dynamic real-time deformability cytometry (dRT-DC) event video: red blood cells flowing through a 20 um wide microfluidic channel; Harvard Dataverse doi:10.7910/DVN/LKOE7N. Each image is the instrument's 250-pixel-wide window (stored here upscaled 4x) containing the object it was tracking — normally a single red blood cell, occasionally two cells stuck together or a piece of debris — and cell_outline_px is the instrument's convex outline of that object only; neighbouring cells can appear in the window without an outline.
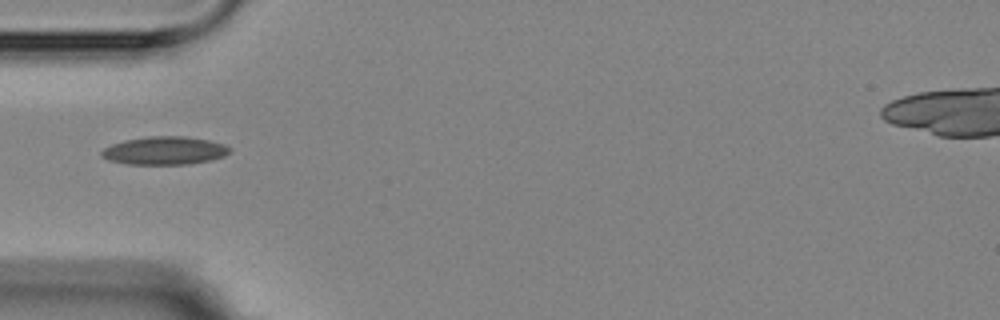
{"species": "Egyptian fruit bat (a non-hibernating species)", "species_latin": "Rousettus aegyptiacus", "temperature_condition": "room temperature", "stored_images_in_passage": 3, "camera_frame_rate_fps": 3000, "um_per_image_px": 0.085, "animal": {"sex": "female"}, "frame": {"image": 1, "passage_image": 2, "time_ms": 1.333, "image_size_px": [1000, 320], "cell_outline_px": [[232, 152], [224, 156], [212, 160], [188, 164], [124, 164], [108, 160], [100, 156], [100, 152], [104, 148], [112, 144], [124, 140], [148, 136], [184, 136], [208, 140], [224, 144], [232, 148]], "centroid_in_image_um": [13.99, 12.8], "position_along_channel_um": 71.0, "area_um2": 21.21}}
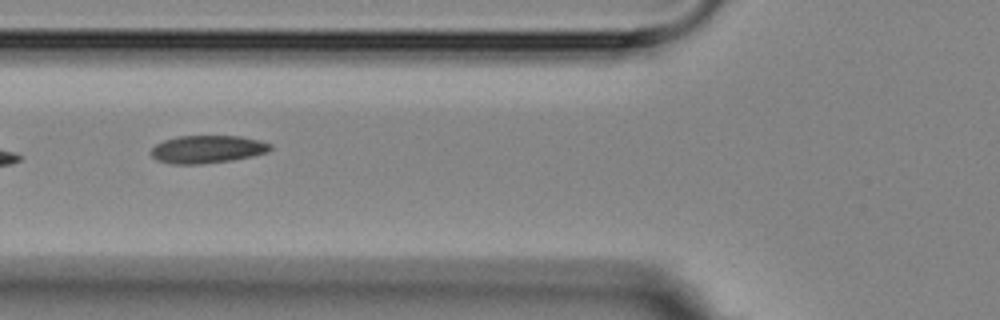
{"frame": {"image": 2, "passage_image": 3, "time_ms": 2.333, "image_size_px": [1000, 320], "cell_outline_px": [[272, 148], [268, 152], [252, 156], [232, 160], [200, 164], [172, 164], [156, 160], [152, 156], [152, 148], [156, 144], [164, 140], [176, 136], [240, 136], [260, 140], [272, 144]], "centroid_in_image_um": [17.64, 12.68], "position_along_channel_um": 108.2, "area_um2": 19.36}}